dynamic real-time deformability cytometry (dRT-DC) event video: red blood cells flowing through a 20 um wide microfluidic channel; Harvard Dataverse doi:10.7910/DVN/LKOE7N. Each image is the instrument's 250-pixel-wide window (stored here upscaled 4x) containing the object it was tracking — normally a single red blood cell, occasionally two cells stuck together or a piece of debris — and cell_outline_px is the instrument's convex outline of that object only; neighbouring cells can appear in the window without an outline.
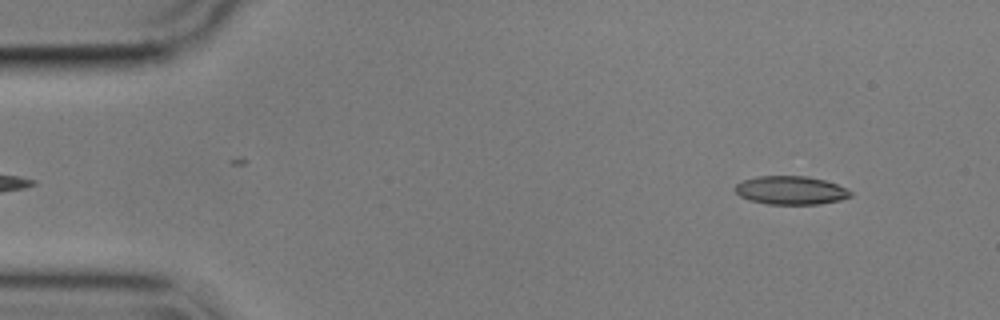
{"species": "common noctule bat (a hibernating species)", "species_latin": "Nyctalus noctula", "temperature_condition": "cold", "stored_images_in_passage": 54, "camera_frame_rate_fps": 3000, "um_per_image_px": 0.085, "animal": {"sex": "male", "body_mass_g": 17.9}, "frame": {"image": 1, "passage_image": 4, "time_ms": 1.0, "image_size_px": [1000, 320], "cell_outline_px": [[852, 196], [840, 200], [820, 204], [768, 204], [748, 200], [740, 196], [732, 188], [736, 184], [744, 180], [756, 176], [808, 176], [824, 180], [848, 188], [852, 192]], "centroid_in_image_um": [67.21, 16.17], "position_along_channel_um": 17.8, "area_um2": 19.31}}
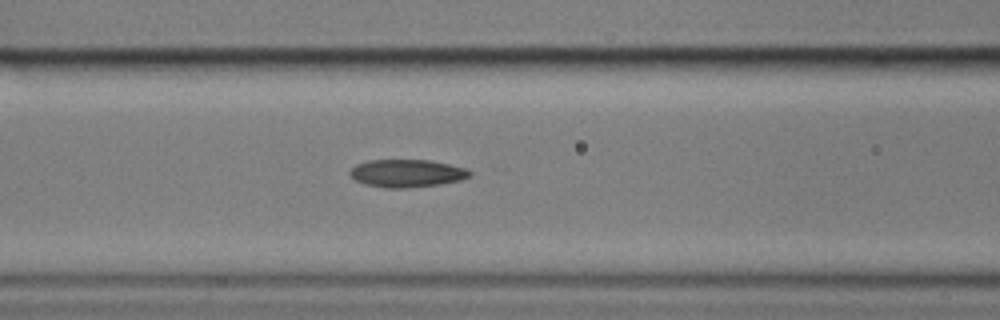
{"frame": {"image": 2, "passage_image": 21, "time_ms": 6.667, "image_size_px": [1000, 320], "cell_outline_px": [[472, 176], [460, 180], [440, 184], [408, 188], [384, 188], [364, 184], [356, 180], [348, 172], [356, 164], [368, 160], [432, 160], [468, 168], [472, 172]], "centroid_in_image_um": [34.62, 14.73], "position_along_channel_um": 132.0, "area_um2": 19.59}}
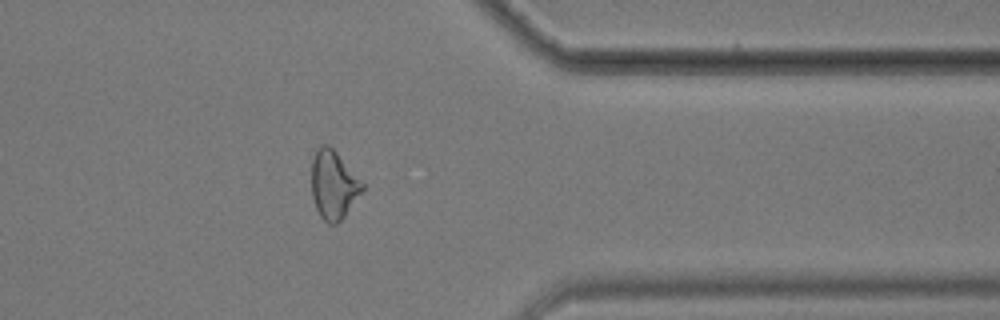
{"frame": {"image": 3, "passage_image": 43, "time_ms": 14.0, "image_size_px": [1000, 320], "cell_outline_px": [[364, 192], [344, 216], [336, 224], [328, 224], [320, 216], [316, 208], [312, 196], [312, 160], [316, 148], [320, 144], [328, 144], [336, 152], [364, 184]], "centroid_in_image_um": [28.35, 15.71], "position_along_channel_um": 383.1, "area_um2": 20.29}, "authors_computed_cell_mechanics": {"area_um2": 19.6231, "velocity_mm_per_s": 3.5855, "shape_relaxation_time_tau1_ms": 5.2619, "shape_relaxation_time_tau2_ms": 3.3923, "deformation_change_tau1": 0.1687, "deformation_change_tau2": 0.1112}}